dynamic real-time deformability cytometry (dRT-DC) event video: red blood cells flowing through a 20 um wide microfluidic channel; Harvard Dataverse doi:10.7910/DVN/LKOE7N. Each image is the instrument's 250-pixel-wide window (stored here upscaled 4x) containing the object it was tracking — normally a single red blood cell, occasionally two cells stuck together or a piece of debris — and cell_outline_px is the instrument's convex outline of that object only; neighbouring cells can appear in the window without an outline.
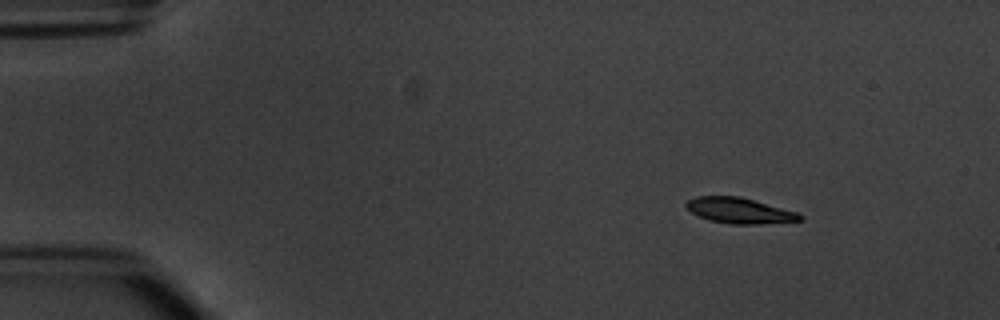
{"species": "common noctule bat (a hibernating species)", "species_latin": "Nyctalus noctula", "temperature_condition": "warm", "stored_images_in_passage": 4, "camera_frame_rate_fps": 3000, "um_per_image_px": 0.085, "animal": {"sex": "male", "body_mass_g": 20.1, "forearm_length_mm": 53.5}, "frame": {"image": 1, "passage_image": 1, "time_ms": 0.0, "image_size_px": [1000, 320], "cell_outline_px": [[804, 220], [760, 224], [732, 224], [708, 220], [692, 212], [684, 204], [688, 200], [696, 196], [740, 196], [796, 212], [804, 216]], "centroid_in_image_um": [62.86, 17.9], "position_along_channel_um": 22.1, "area_um2": 16.88}}
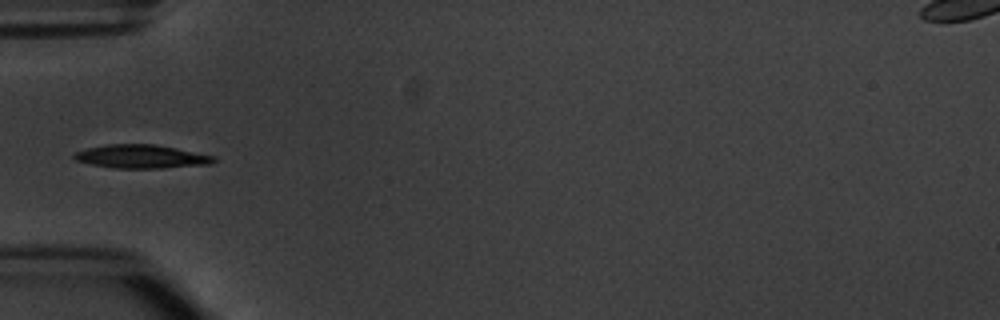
{"frame": {"image": 2, "passage_image": 4, "time_ms": 3.667, "image_size_px": [1000, 320], "cell_outline_px": [[216, 160], [208, 164], [160, 168], [112, 168], [92, 164], [76, 160], [72, 156], [76, 152], [88, 148], [108, 144], [156, 144], [216, 156]], "centroid_in_image_um": [12.02, 13.3], "position_along_channel_um": 73.0, "area_um2": 18.96}}